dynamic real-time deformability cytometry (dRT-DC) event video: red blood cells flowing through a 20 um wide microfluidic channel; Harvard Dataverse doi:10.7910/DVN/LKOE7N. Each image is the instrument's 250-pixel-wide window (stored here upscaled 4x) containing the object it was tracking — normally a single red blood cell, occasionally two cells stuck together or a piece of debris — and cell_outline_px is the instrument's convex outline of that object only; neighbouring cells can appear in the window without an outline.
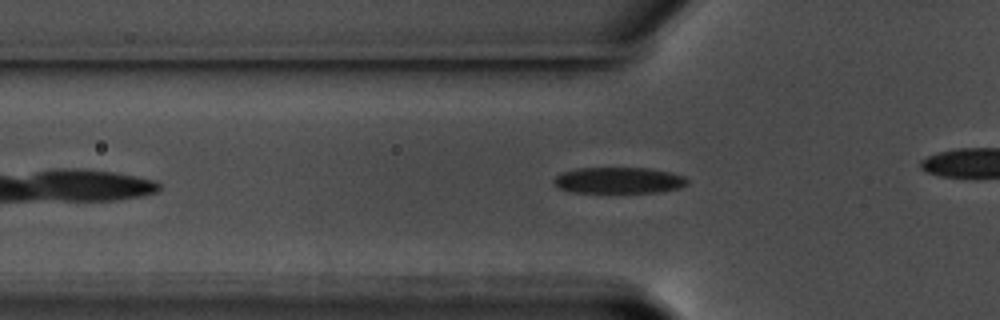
{"species": "common noctule bat (a hibernating species)", "species_latin": "Nyctalus noctula", "temperature_condition": "warm", "stored_images_in_passage": 39, "camera_frame_rate_fps": 3000, "um_per_image_px": 0.085, "animal": {"sex": "male", "body_mass_g": 17.5, "forearm_length_mm": 52.3}, "frame": {"image": 1, "passage_image": 7, "time_ms": 2.0, "image_size_px": [1000, 320], "cell_outline_px": [[688, 184], [680, 188], [656, 192], [572, 192], [560, 188], [552, 180], [560, 172], [576, 168], [648, 168], [672, 172], [684, 176], [688, 180]], "centroid_in_image_um": [52.6, 15.32], "position_along_channel_um": 73.2, "area_um2": 20.4}}
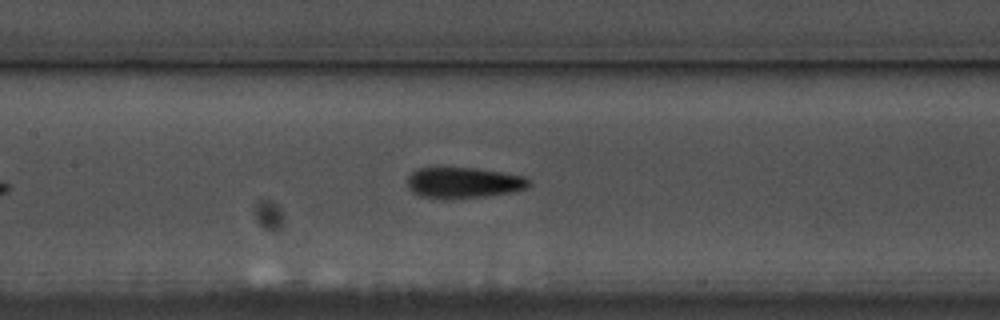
{"frame": {"image": 2, "passage_image": 15, "time_ms": 4.667, "image_size_px": [1000, 320], "cell_outline_px": [[532, 184], [528, 188], [516, 192], [484, 196], [420, 196], [412, 192], [408, 188], [408, 176], [412, 172], [420, 168], [476, 168], [524, 176], [532, 180]], "centroid_in_image_um": [39.5, 15.5], "position_along_channel_um": 167.9, "area_um2": 21.27}}
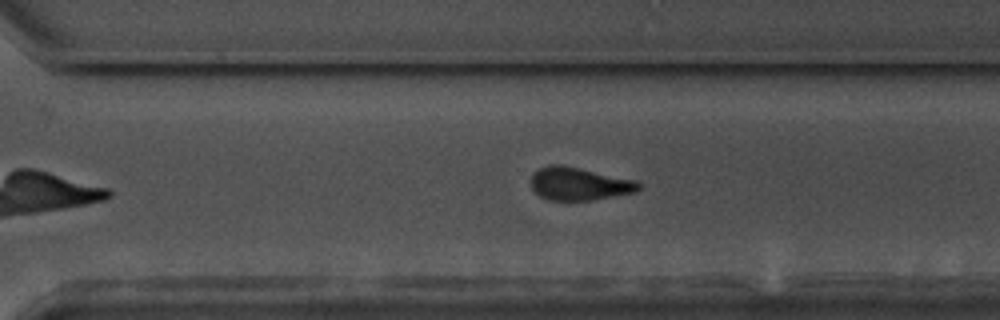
{"frame": {"image": 3, "passage_image": 28, "time_ms": 9.0, "image_size_px": [1000, 320], "cell_outline_px": [[640, 188], [636, 192], [592, 200], [548, 200], [540, 196], [532, 188], [532, 176], [540, 168], [548, 164], [564, 164], [636, 180], [640, 184]], "centroid_in_image_um": [49.24, 15.61], "position_along_channel_um": 321.4, "area_um2": 20.69}, "authors_computed_cell_mechanics": {"area_um2": 21.2126, "velocity_mm_per_s": 3.5471, "shape_relaxation_time_tau1_ms": 4.5559, "shape_relaxation_time_tau2_ms": 2.6728, "deformation_change_tau1": 0.1603, "deformation_change_tau2": 0.1085}}